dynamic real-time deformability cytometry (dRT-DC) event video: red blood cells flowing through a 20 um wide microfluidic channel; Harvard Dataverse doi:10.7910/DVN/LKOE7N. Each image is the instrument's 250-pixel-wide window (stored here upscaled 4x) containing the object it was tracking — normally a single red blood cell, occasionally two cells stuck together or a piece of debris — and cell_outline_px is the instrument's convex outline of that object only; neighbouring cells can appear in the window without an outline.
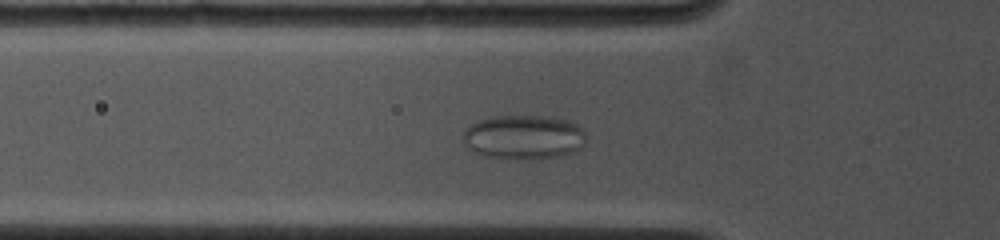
{"species": "common noctule bat (a hibernating species)", "species_latin": "Nyctalus noctula", "temperature_condition": "cold", "stored_images_in_passage": 16, "camera_frame_rate_fps": 4500, "um_per_image_px": 0.085, "animal": {"sex": "female", "body_mass_g": 19.0, "forearm_length_mm": 53.3}, "frame": {"image": 1, "passage_image": 12, "time_ms": 4.222, "image_size_px": [1000, 240], "cell_outline_px": [[588, 140], [580, 148], [556, 156], [488, 156], [476, 152], [468, 148], [464, 144], [464, 132], [472, 124], [480, 120], [496, 116], [540, 116], [564, 120], [580, 124], [584, 128], [588, 136]], "centroid_in_image_um": [44.58, 11.6], "position_along_channel_um": 81.2, "area_um2": 30.58}}
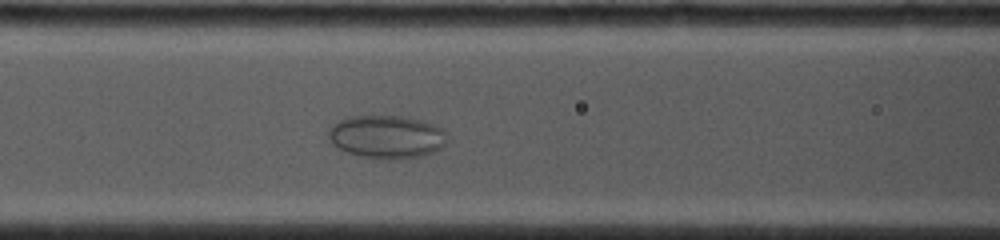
{"frame": {"image": 2, "passage_image": 16, "time_ms": 5.556, "image_size_px": [1000, 240], "cell_outline_px": [[448, 132], [444, 148], [424, 156], [392, 160], [380, 160], [360, 156], [348, 152], [332, 144], [328, 136], [328, 132], [340, 120], [352, 116], [408, 116], [444, 128]], "centroid_in_image_um": [32.95, 11.65], "position_along_channel_um": 133.7, "area_um2": 30.17}}